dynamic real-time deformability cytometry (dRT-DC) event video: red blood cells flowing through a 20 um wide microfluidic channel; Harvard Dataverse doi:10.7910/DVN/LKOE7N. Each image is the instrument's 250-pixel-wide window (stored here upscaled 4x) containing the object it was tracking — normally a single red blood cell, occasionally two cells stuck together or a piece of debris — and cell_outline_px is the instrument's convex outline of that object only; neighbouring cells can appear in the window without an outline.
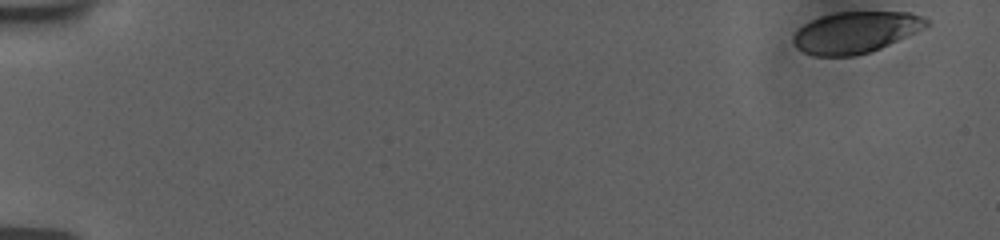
{"species": "human", "species_latin": "Homo sapiens", "temperature_condition": "room temperature", "stored_images_in_passage": 54, "camera_frame_rate_fps": 3000, "um_per_image_px": 0.085, "donor": {"sex": "female"}, "frame": {"image": 1, "passage_image": 1, "time_ms": 0.0, "image_size_px": [1000, 240], "cell_outline_px": [[932, 24], [916, 32], [872, 52], [852, 56], [816, 56], [804, 52], [796, 48], [792, 40], [796, 32], [804, 24], [820, 16], [836, 12], [912, 12], [924, 16], [932, 20]], "centroid_in_image_um": [72.78, 2.74], "position_along_channel_um": 12.2, "area_um2": 32.37}}
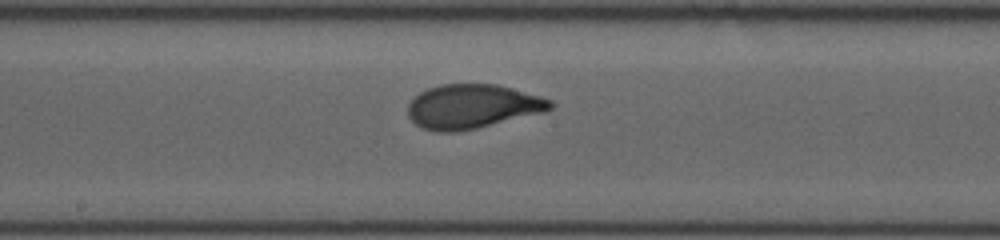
{"frame": {"image": 2, "passage_image": 30, "time_ms": 9.667, "image_size_px": [1000, 240], "cell_outline_px": [[552, 108], [548, 112], [476, 128], [456, 132], [436, 132], [424, 128], [416, 124], [408, 116], [408, 104], [420, 92], [428, 88], [440, 84], [496, 84], [512, 88], [540, 96], [552, 100]], "centroid_in_image_um": [40.18, 9.05], "position_along_channel_um": 208.0, "area_um2": 36.76}}
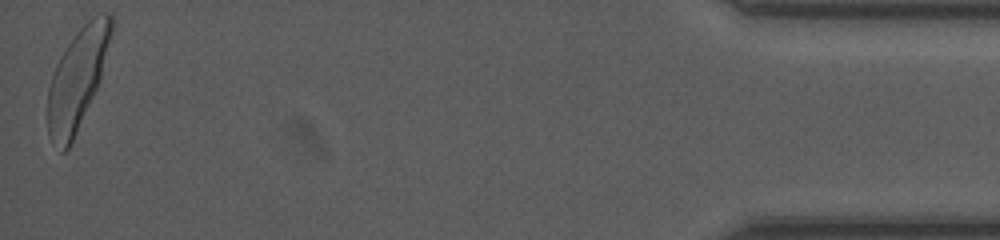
{"frame": {"image": 3, "passage_image": 54, "time_ms": 17.667, "image_size_px": [1000, 240], "cell_outline_px": [[112, 32], [100, 80], [72, 140], [68, 148], [64, 152], [60, 152], [48, 132], [48, 88], [56, 64], [60, 56], [76, 32], [92, 16], [100, 12], [108, 12], [112, 16]], "centroid_in_image_um": [6.58, 6.65], "position_along_channel_um": 428.6, "area_um2": 36.41}, "authors_computed_cell_mechanics": {"area_um2": 35.7493, "velocity_mm_per_s": 3.7555, "shape_relaxation_time_tau1_ms": 3.3569, "shape_relaxation_time_tau2_ms": null, "deformation_change_tau1": 0.1739, "deformation_change_tau2": null}}